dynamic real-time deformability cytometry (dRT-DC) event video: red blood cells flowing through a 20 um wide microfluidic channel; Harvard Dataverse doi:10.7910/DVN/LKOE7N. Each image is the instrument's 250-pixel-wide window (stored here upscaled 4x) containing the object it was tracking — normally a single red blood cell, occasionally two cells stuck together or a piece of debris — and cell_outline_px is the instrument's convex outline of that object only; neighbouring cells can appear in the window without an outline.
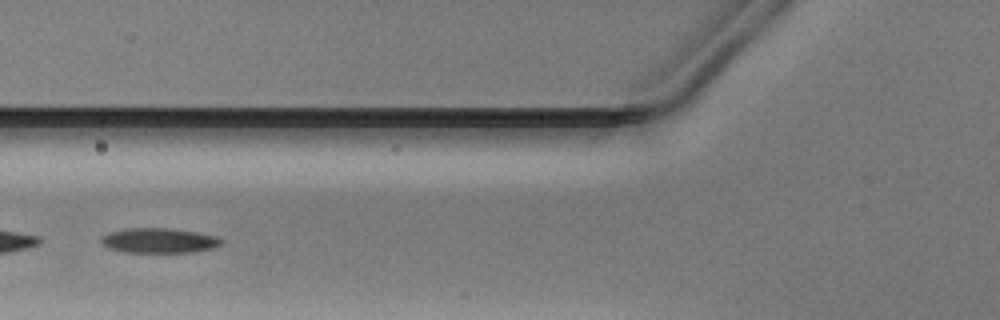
{"species": "Egyptian fruit bat (a non-hibernating species)", "species_latin": "Rousettus aegyptiacus", "temperature_condition": "warm", "stored_images_in_passage": 39, "segment_of_instrument_passage": [2, 2], "camera_frame_rate_fps": 3000, "um_per_image_px": 0.085, "animal": {"sex": "male"}, "frame": {"image": 1, "passage_image": 16, "time_ms": 5.0, "image_size_px": [1000, 320], "cell_outline_px": [[224, 240], [216, 248], [192, 252], [124, 252], [108, 248], [100, 240], [100, 236], [112, 232], [128, 228], [168, 228], [196, 232], [216, 236]], "centroid_in_image_um": [13.54, 20.45], "position_along_channel_um": 112.3, "area_um2": 17.4}}
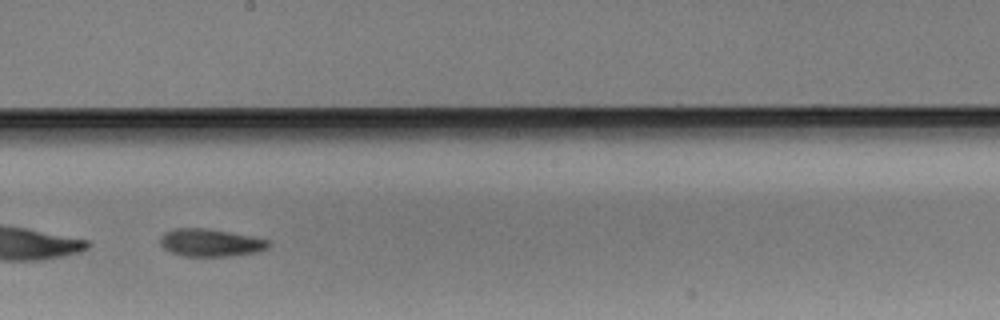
{"frame": {"image": 2, "passage_image": 25, "time_ms": 8.0, "image_size_px": [1000, 320], "cell_outline_px": [[272, 244], [268, 248], [256, 252], [228, 256], [180, 256], [164, 248], [160, 244], [160, 236], [164, 232], [176, 228], [208, 228], [252, 236], [268, 240]], "centroid_in_image_um": [17.88, 20.62], "position_along_channel_um": 230.3, "area_um2": 17.51}}
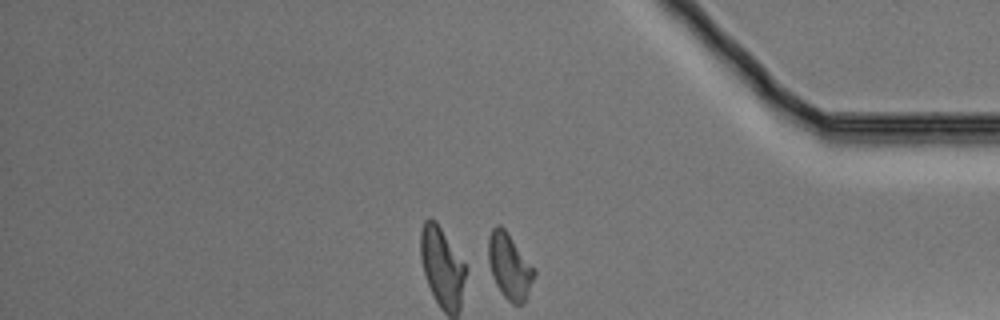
{"frame": {"image": 3, "passage_image": 39, "time_ms": 12.667, "image_size_px": [1000, 320], "cell_outline_px": [[536, 272], [524, 304], [512, 304], [500, 292], [492, 276], [488, 260], [488, 236], [492, 228], [496, 224], [500, 224], [504, 228], [536, 268]], "centroid_in_image_um": [43.31, 22.62], "position_along_channel_um": 391.9, "area_um2": 17.74}}